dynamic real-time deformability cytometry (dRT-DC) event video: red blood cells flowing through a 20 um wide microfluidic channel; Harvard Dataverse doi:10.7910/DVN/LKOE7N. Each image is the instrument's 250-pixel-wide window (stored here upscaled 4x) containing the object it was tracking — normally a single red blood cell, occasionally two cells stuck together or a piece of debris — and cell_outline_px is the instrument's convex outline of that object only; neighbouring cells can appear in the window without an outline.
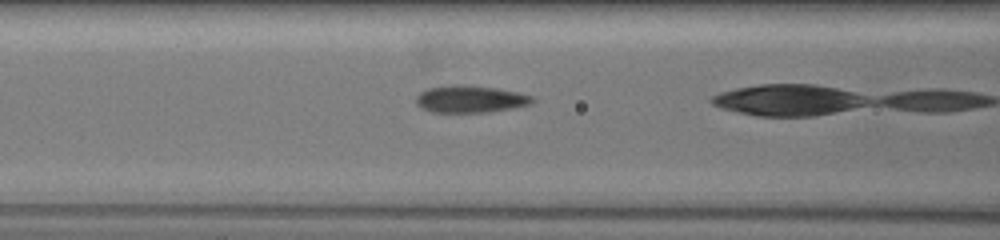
{"species": "common noctule bat (a hibernating species)", "species_latin": "Nyctalus noctula", "temperature_condition": "warm", "stored_images_in_passage": 32, "camera_frame_rate_fps": 3000, "um_per_image_px": 0.085, "animal": {"sex": "female", "body_mass_g": 19.5, "forearm_length_mm": 54.1}, "frame": {"image": 1, "passage_image": 30, "time_ms": 7.667, "image_size_px": [1000, 240], "cell_outline_px": [[536, 100], [532, 104], [516, 108], [488, 112], [432, 112], [416, 104], [416, 96], [420, 92], [428, 88], [456, 84], [496, 88], [516, 92], [532, 96]], "centroid_in_image_um": [40.01, 8.43], "position_along_channel_um": 126.6, "area_um2": 18.38}}